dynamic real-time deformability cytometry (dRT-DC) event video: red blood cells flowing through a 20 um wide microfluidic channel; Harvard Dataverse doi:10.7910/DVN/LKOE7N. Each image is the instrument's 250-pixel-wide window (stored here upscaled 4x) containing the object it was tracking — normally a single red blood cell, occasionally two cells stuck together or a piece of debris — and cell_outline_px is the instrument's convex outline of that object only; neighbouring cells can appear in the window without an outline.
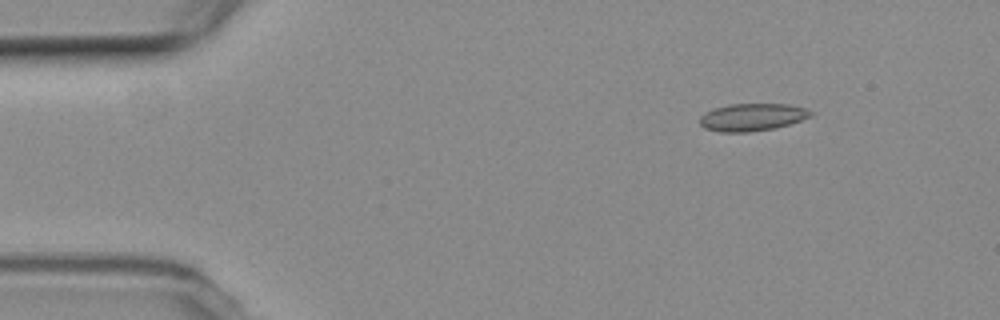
{"species": "common noctule bat (a hibernating species)", "species_latin": "Nyctalus noctula", "temperature_condition": "room temperature", "stored_images_in_passage": 4, "camera_frame_rate_fps": 3000, "um_per_image_px": 0.085, "animal": {"sex": "female", "body_mass_g": 19.3, "forearm_length_mm": 54.1}, "frame": {"image": 1, "passage_image": 1, "time_ms": 0.0, "image_size_px": [1000, 320], "cell_outline_px": [[812, 116], [776, 128], [748, 132], [720, 132], [704, 128], [700, 124], [700, 116], [704, 112], [712, 108], [728, 104], [788, 104], [804, 108], [812, 112]], "centroid_in_image_um": [63.88, 9.95], "position_along_channel_um": 21.1, "area_um2": 17.8}}